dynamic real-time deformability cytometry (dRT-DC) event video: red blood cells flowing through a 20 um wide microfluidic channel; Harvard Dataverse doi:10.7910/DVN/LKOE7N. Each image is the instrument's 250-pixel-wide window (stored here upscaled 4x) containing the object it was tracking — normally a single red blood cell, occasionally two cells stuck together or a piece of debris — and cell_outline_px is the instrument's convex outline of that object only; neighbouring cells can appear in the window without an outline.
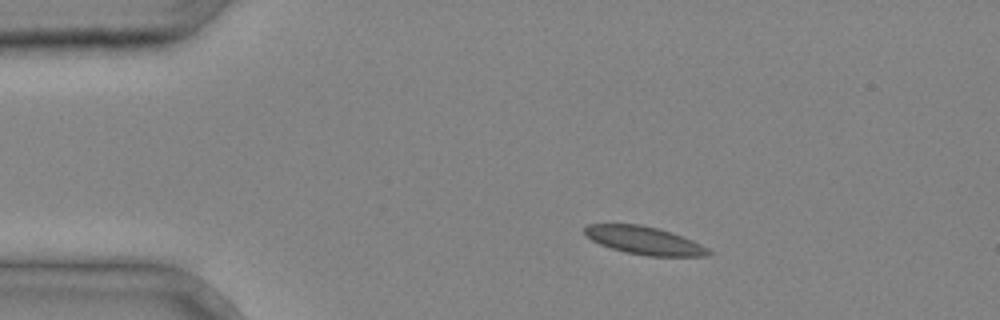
{"species": "common noctule bat (a hibernating species)", "species_latin": "Nyctalus noctula", "temperature_condition": "cold", "stored_images_in_passage": 2, "camera_frame_rate_fps": 3000, "um_per_image_px": 0.085, "animal": {"sex": "male", "body_mass_g": 20.4}, "frame": {"image": 1, "passage_image": 1, "time_ms": 0.0, "image_size_px": [1000, 320], "cell_outline_px": [[712, 252], [708, 256], [648, 256], [624, 252], [600, 244], [592, 240], [584, 232], [584, 228], [588, 224], [640, 224], [656, 228], [692, 240], [708, 248]], "centroid_in_image_um": [54.76, 20.45], "position_along_channel_um": 30.2, "area_um2": 19.88}}